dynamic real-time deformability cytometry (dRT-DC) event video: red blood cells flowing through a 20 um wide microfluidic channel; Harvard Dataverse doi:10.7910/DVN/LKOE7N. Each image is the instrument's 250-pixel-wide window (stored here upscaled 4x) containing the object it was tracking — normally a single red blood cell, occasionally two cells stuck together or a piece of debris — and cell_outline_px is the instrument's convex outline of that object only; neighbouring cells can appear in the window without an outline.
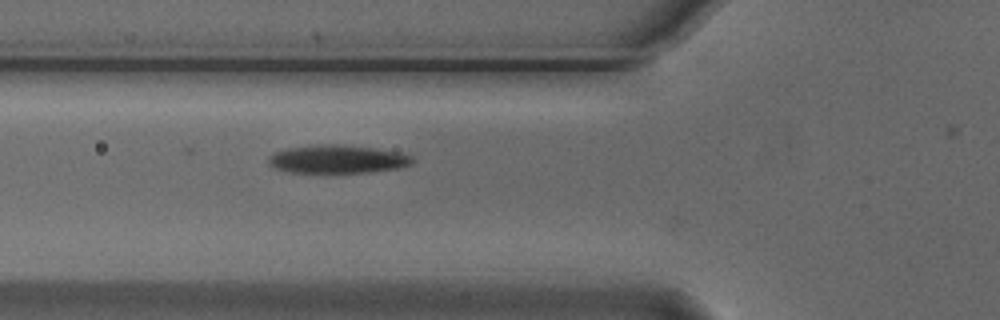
{"species": "Egyptian fruit bat (a non-hibernating species)", "species_latin": "Rousettus aegyptiacus", "temperature_condition": "cold", "stored_images_in_passage": 4, "camera_frame_rate_fps": 3000, "um_per_image_px": 0.085, "animal": {"sex": "male"}, "frame": {"image": 1, "passage_image": 3, "time_ms": 0.667, "image_size_px": [1000, 320], "cell_outline_px": [[416, 160], [412, 164], [400, 168], [372, 172], [288, 172], [276, 168], [268, 164], [268, 156], [276, 152], [288, 148], [324, 144], [336, 144], [372, 148], [400, 152], [412, 156]], "centroid_in_image_um": [28.73, 13.53], "position_along_channel_um": 97.1, "area_um2": 23.58}}